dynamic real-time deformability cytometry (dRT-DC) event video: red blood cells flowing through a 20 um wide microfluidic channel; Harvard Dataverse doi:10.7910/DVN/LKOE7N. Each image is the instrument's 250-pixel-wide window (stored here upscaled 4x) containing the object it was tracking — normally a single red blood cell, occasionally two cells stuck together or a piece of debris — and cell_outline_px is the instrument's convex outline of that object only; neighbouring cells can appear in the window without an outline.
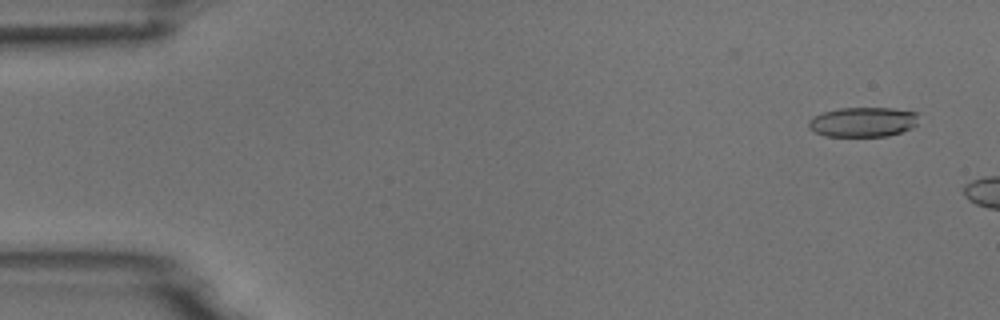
{"species": "common noctule bat (a hibernating species)", "species_latin": "Nyctalus noctula", "temperature_condition": "room temperature", "stored_images_in_passage": 3, "camera_frame_rate_fps": 3000, "um_per_image_px": 0.085, "animal": {"sex": "male", "body_mass_g": 18.8}, "frame": {"image": 1, "passage_image": 1, "time_ms": 0.0, "image_size_px": [1000, 320], "cell_outline_px": [[916, 124], [912, 128], [888, 136], [824, 136], [808, 128], [808, 120], [812, 116], [824, 112], [840, 108], [892, 108], [916, 112]], "centroid_in_image_um": [73.31, 10.37], "position_along_channel_um": 11.7, "area_um2": 19.02}}